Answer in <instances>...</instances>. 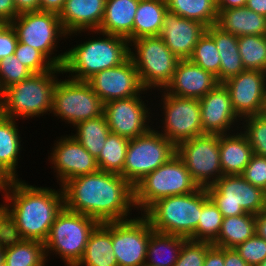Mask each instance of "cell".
<instances>
[{
  "label": "cell",
  "mask_w": 266,
  "mask_h": 266,
  "mask_svg": "<svg viewBox=\"0 0 266 266\" xmlns=\"http://www.w3.org/2000/svg\"><path fill=\"white\" fill-rule=\"evenodd\" d=\"M61 189L67 210L92 217L99 223L129 220L125 217L135 206L134 187L117 173L99 170L77 176Z\"/></svg>",
  "instance_id": "1"
},
{
  "label": "cell",
  "mask_w": 266,
  "mask_h": 266,
  "mask_svg": "<svg viewBox=\"0 0 266 266\" xmlns=\"http://www.w3.org/2000/svg\"><path fill=\"white\" fill-rule=\"evenodd\" d=\"M12 193V194H11ZM7 235L17 239L45 242L57 215L65 207L63 189L36 188L15 179L5 193Z\"/></svg>",
  "instance_id": "2"
},
{
  "label": "cell",
  "mask_w": 266,
  "mask_h": 266,
  "mask_svg": "<svg viewBox=\"0 0 266 266\" xmlns=\"http://www.w3.org/2000/svg\"><path fill=\"white\" fill-rule=\"evenodd\" d=\"M103 34L106 38L86 41L66 51L62 73H76L71 79L87 81L102 70L121 65L130 57L128 39Z\"/></svg>",
  "instance_id": "3"
},
{
  "label": "cell",
  "mask_w": 266,
  "mask_h": 266,
  "mask_svg": "<svg viewBox=\"0 0 266 266\" xmlns=\"http://www.w3.org/2000/svg\"><path fill=\"white\" fill-rule=\"evenodd\" d=\"M208 198L203 187L189 194L164 197L153 203L144 216L153 230L190 239L198 226L202 205Z\"/></svg>",
  "instance_id": "4"
},
{
  "label": "cell",
  "mask_w": 266,
  "mask_h": 266,
  "mask_svg": "<svg viewBox=\"0 0 266 266\" xmlns=\"http://www.w3.org/2000/svg\"><path fill=\"white\" fill-rule=\"evenodd\" d=\"M62 67H54L43 73H33L29 78L12 84L2 92L0 113L5 117H33L51 111L53 92L58 80L54 73Z\"/></svg>",
  "instance_id": "5"
},
{
  "label": "cell",
  "mask_w": 266,
  "mask_h": 266,
  "mask_svg": "<svg viewBox=\"0 0 266 266\" xmlns=\"http://www.w3.org/2000/svg\"><path fill=\"white\" fill-rule=\"evenodd\" d=\"M199 188L183 160L176 154L134 186L135 207H141L140 210L145 212L161 198L189 194Z\"/></svg>",
  "instance_id": "6"
},
{
  "label": "cell",
  "mask_w": 266,
  "mask_h": 266,
  "mask_svg": "<svg viewBox=\"0 0 266 266\" xmlns=\"http://www.w3.org/2000/svg\"><path fill=\"white\" fill-rule=\"evenodd\" d=\"M99 224L87 215L67 210L65 207L57 215L47 240L45 254L55 251L67 266H76L84 254L89 236Z\"/></svg>",
  "instance_id": "7"
},
{
  "label": "cell",
  "mask_w": 266,
  "mask_h": 266,
  "mask_svg": "<svg viewBox=\"0 0 266 266\" xmlns=\"http://www.w3.org/2000/svg\"><path fill=\"white\" fill-rule=\"evenodd\" d=\"M176 154L177 147L161 133L150 128L139 137L130 139L120 175L134 187Z\"/></svg>",
  "instance_id": "8"
},
{
  "label": "cell",
  "mask_w": 266,
  "mask_h": 266,
  "mask_svg": "<svg viewBox=\"0 0 266 266\" xmlns=\"http://www.w3.org/2000/svg\"><path fill=\"white\" fill-rule=\"evenodd\" d=\"M205 189L224 218L246 213L257 215L266 208V192L241 175H223Z\"/></svg>",
  "instance_id": "9"
},
{
  "label": "cell",
  "mask_w": 266,
  "mask_h": 266,
  "mask_svg": "<svg viewBox=\"0 0 266 266\" xmlns=\"http://www.w3.org/2000/svg\"><path fill=\"white\" fill-rule=\"evenodd\" d=\"M131 42L137 49V56L130 48V58L144 89L150 87L165 89L173 77L179 59L160 36L140 37Z\"/></svg>",
  "instance_id": "10"
},
{
  "label": "cell",
  "mask_w": 266,
  "mask_h": 266,
  "mask_svg": "<svg viewBox=\"0 0 266 266\" xmlns=\"http://www.w3.org/2000/svg\"><path fill=\"white\" fill-rule=\"evenodd\" d=\"M10 24L15 29L19 42L36 48L56 67H62L66 53L49 58L56 46V39L66 36L58 14L46 11L25 12Z\"/></svg>",
  "instance_id": "11"
},
{
  "label": "cell",
  "mask_w": 266,
  "mask_h": 266,
  "mask_svg": "<svg viewBox=\"0 0 266 266\" xmlns=\"http://www.w3.org/2000/svg\"><path fill=\"white\" fill-rule=\"evenodd\" d=\"M104 104L86 81H57L51 112L73 126L103 115Z\"/></svg>",
  "instance_id": "12"
},
{
  "label": "cell",
  "mask_w": 266,
  "mask_h": 266,
  "mask_svg": "<svg viewBox=\"0 0 266 266\" xmlns=\"http://www.w3.org/2000/svg\"><path fill=\"white\" fill-rule=\"evenodd\" d=\"M219 145L220 135L203 134L177 146V155L199 187L211 186L223 176Z\"/></svg>",
  "instance_id": "13"
},
{
  "label": "cell",
  "mask_w": 266,
  "mask_h": 266,
  "mask_svg": "<svg viewBox=\"0 0 266 266\" xmlns=\"http://www.w3.org/2000/svg\"><path fill=\"white\" fill-rule=\"evenodd\" d=\"M151 223L143 215L124 221L112 222V247L118 266H140L146 262Z\"/></svg>",
  "instance_id": "14"
},
{
  "label": "cell",
  "mask_w": 266,
  "mask_h": 266,
  "mask_svg": "<svg viewBox=\"0 0 266 266\" xmlns=\"http://www.w3.org/2000/svg\"><path fill=\"white\" fill-rule=\"evenodd\" d=\"M164 94L165 133L161 134L176 147L181 142L203 135L199 99Z\"/></svg>",
  "instance_id": "15"
},
{
  "label": "cell",
  "mask_w": 266,
  "mask_h": 266,
  "mask_svg": "<svg viewBox=\"0 0 266 266\" xmlns=\"http://www.w3.org/2000/svg\"><path fill=\"white\" fill-rule=\"evenodd\" d=\"M103 104L140 95L146 91L141 84L137 69L129 57L121 65L105 69L86 81Z\"/></svg>",
  "instance_id": "16"
},
{
  "label": "cell",
  "mask_w": 266,
  "mask_h": 266,
  "mask_svg": "<svg viewBox=\"0 0 266 266\" xmlns=\"http://www.w3.org/2000/svg\"><path fill=\"white\" fill-rule=\"evenodd\" d=\"M265 80L266 72L244 70L223 82L228 88L231 104L238 118L260 114L266 102Z\"/></svg>",
  "instance_id": "17"
},
{
  "label": "cell",
  "mask_w": 266,
  "mask_h": 266,
  "mask_svg": "<svg viewBox=\"0 0 266 266\" xmlns=\"http://www.w3.org/2000/svg\"><path fill=\"white\" fill-rule=\"evenodd\" d=\"M139 97L141 96L112 100L104 104L103 114L112 133L134 139L150 129L145 124L150 113Z\"/></svg>",
  "instance_id": "18"
},
{
  "label": "cell",
  "mask_w": 266,
  "mask_h": 266,
  "mask_svg": "<svg viewBox=\"0 0 266 266\" xmlns=\"http://www.w3.org/2000/svg\"><path fill=\"white\" fill-rule=\"evenodd\" d=\"M55 146L50 159L55 165L61 186L77 176L99 171L97 159L73 135L60 139Z\"/></svg>",
  "instance_id": "19"
},
{
  "label": "cell",
  "mask_w": 266,
  "mask_h": 266,
  "mask_svg": "<svg viewBox=\"0 0 266 266\" xmlns=\"http://www.w3.org/2000/svg\"><path fill=\"white\" fill-rule=\"evenodd\" d=\"M206 28L198 21L182 18L167 10L159 36L179 60H186L191 57L195 45L206 32Z\"/></svg>",
  "instance_id": "20"
},
{
  "label": "cell",
  "mask_w": 266,
  "mask_h": 266,
  "mask_svg": "<svg viewBox=\"0 0 266 266\" xmlns=\"http://www.w3.org/2000/svg\"><path fill=\"white\" fill-rule=\"evenodd\" d=\"M199 101L204 134H226L234 120L237 121L238 116L233 110L230 93L224 83H218Z\"/></svg>",
  "instance_id": "21"
},
{
  "label": "cell",
  "mask_w": 266,
  "mask_h": 266,
  "mask_svg": "<svg viewBox=\"0 0 266 266\" xmlns=\"http://www.w3.org/2000/svg\"><path fill=\"white\" fill-rule=\"evenodd\" d=\"M218 83L216 76L186 59L179 60L173 77L165 89L170 95L200 99Z\"/></svg>",
  "instance_id": "22"
},
{
  "label": "cell",
  "mask_w": 266,
  "mask_h": 266,
  "mask_svg": "<svg viewBox=\"0 0 266 266\" xmlns=\"http://www.w3.org/2000/svg\"><path fill=\"white\" fill-rule=\"evenodd\" d=\"M106 0H65L58 17L68 35L84 29L98 31Z\"/></svg>",
  "instance_id": "23"
},
{
  "label": "cell",
  "mask_w": 266,
  "mask_h": 266,
  "mask_svg": "<svg viewBox=\"0 0 266 266\" xmlns=\"http://www.w3.org/2000/svg\"><path fill=\"white\" fill-rule=\"evenodd\" d=\"M140 0H106L104 16L98 32L133 41L134 17Z\"/></svg>",
  "instance_id": "24"
},
{
  "label": "cell",
  "mask_w": 266,
  "mask_h": 266,
  "mask_svg": "<svg viewBox=\"0 0 266 266\" xmlns=\"http://www.w3.org/2000/svg\"><path fill=\"white\" fill-rule=\"evenodd\" d=\"M216 25L237 37L266 35V17L246 6L218 10Z\"/></svg>",
  "instance_id": "25"
},
{
  "label": "cell",
  "mask_w": 266,
  "mask_h": 266,
  "mask_svg": "<svg viewBox=\"0 0 266 266\" xmlns=\"http://www.w3.org/2000/svg\"><path fill=\"white\" fill-rule=\"evenodd\" d=\"M118 266L112 247V222L99 223L91 232L76 266Z\"/></svg>",
  "instance_id": "26"
},
{
  "label": "cell",
  "mask_w": 266,
  "mask_h": 266,
  "mask_svg": "<svg viewBox=\"0 0 266 266\" xmlns=\"http://www.w3.org/2000/svg\"><path fill=\"white\" fill-rule=\"evenodd\" d=\"M220 164L223 175H241L254 155L243 132L236 135H220Z\"/></svg>",
  "instance_id": "27"
},
{
  "label": "cell",
  "mask_w": 266,
  "mask_h": 266,
  "mask_svg": "<svg viewBox=\"0 0 266 266\" xmlns=\"http://www.w3.org/2000/svg\"><path fill=\"white\" fill-rule=\"evenodd\" d=\"M206 32L214 39L220 56V83L244 71L238 51V37L223 31L216 24L207 27Z\"/></svg>",
  "instance_id": "28"
},
{
  "label": "cell",
  "mask_w": 266,
  "mask_h": 266,
  "mask_svg": "<svg viewBox=\"0 0 266 266\" xmlns=\"http://www.w3.org/2000/svg\"><path fill=\"white\" fill-rule=\"evenodd\" d=\"M44 243L17 239L7 235L4 240V261L7 266H45Z\"/></svg>",
  "instance_id": "29"
},
{
  "label": "cell",
  "mask_w": 266,
  "mask_h": 266,
  "mask_svg": "<svg viewBox=\"0 0 266 266\" xmlns=\"http://www.w3.org/2000/svg\"><path fill=\"white\" fill-rule=\"evenodd\" d=\"M167 10L166 0H140L134 17L133 40L159 36Z\"/></svg>",
  "instance_id": "30"
},
{
  "label": "cell",
  "mask_w": 266,
  "mask_h": 266,
  "mask_svg": "<svg viewBox=\"0 0 266 266\" xmlns=\"http://www.w3.org/2000/svg\"><path fill=\"white\" fill-rule=\"evenodd\" d=\"M186 240L187 239L182 236H175L153 230L149 238L145 259L147 261L145 264L148 266H174L178 260L182 245ZM166 251L169 252V255H167L169 257L166 256Z\"/></svg>",
  "instance_id": "31"
},
{
  "label": "cell",
  "mask_w": 266,
  "mask_h": 266,
  "mask_svg": "<svg viewBox=\"0 0 266 266\" xmlns=\"http://www.w3.org/2000/svg\"><path fill=\"white\" fill-rule=\"evenodd\" d=\"M256 215L246 213L223 218L217 239L212 243L216 247L235 248L256 233Z\"/></svg>",
  "instance_id": "32"
},
{
  "label": "cell",
  "mask_w": 266,
  "mask_h": 266,
  "mask_svg": "<svg viewBox=\"0 0 266 266\" xmlns=\"http://www.w3.org/2000/svg\"><path fill=\"white\" fill-rule=\"evenodd\" d=\"M15 119L5 117L0 113V165L14 178L18 162L20 136Z\"/></svg>",
  "instance_id": "33"
},
{
  "label": "cell",
  "mask_w": 266,
  "mask_h": 266,
  "mask_svg": "<svg viewBox=\"0 0 266 266\" xmlns=\"http://www.w3.org/2000/svg\"><path fill=\"white\" fill-rule=\"evenodd\" d=\"M167 9L182 18L210 27L217 23V0H166Z\"/></svg>",
  "instance_id": "34"
},
{
  "label": "cell",
  "mask_w": 266,
  "mask_h": 266,
  "mask_svg": "<svg viewBox=\"0 0 266 266\" xmlns=\"http://www.w3.org/2000/svg\"><path fill=\"white\" fill-rule=\"evenodd\" d=\"M74 127L77 133L73 136L95 158L100 155L109 133L111 132L105 115L79 122Z\"/></svg>",
  "instance_id": "35"
},
{
  "label": "cell",
  "mask_w": 266,
  "mask_h": 266,
  "mask_svg": "<svg viewBox=\"0 0 266 266\" xmlns=\"http://www.w3.org/2000/svg\"><path fill=\"white\" fill-rule=\"evenodd\" d=\"M130 139L110 132L100 155L96 158L100 171L120 174L126 157Z\"/></svg>",
  "instance_id": "36"
},
{
  "label": "cell",
  "mask_w": 266,
  "mask_h": 266,
  "mask_svg": "<svg viewBox=\"0 0 266 266\" xmlns=\"http://www.w3.org/2000/svg\"><path fill=\"white\" fill-rule=\"evenodd\" d=\"M238 51L245 70L266 72V35L238 37Z\"/></svg>",
  "instance_id": "37"
},
{
  "label": "cell",
  "mask_w": 266,
  "mask_h": 266,
  "mask_svg": "<svg viewBox=\"0 0 266 266\" xmlns=\"http://www.w3.org/2000/svg\"><path fill=\"white\" fill-rule=\"evenodd\" d=\"M223 218L218 207L208 198L202 205L198 226L190 240L212 244L218 237Z\"/></svg>",
  "instance_id": "38"
},
{
  "label": "cell",
  "mask_w": 266,
  "mask_h": 266,
  "mask_svg": "<svg viewBox=\"0 0 266 266\" xmlns=\"http://www.w3.org/2000/svg\"><path fill=\"white\" fill-rule=\"evenodd\" d=\"M189 60L212 73L220 83V56L214 39L207 32L198 40Z\"/></svg>",
  "instance_id": "39"
},
{
  "label": "cell",
  "mask_w": 266,
  "mask_h": 266,
  "mask_svg": "<svg viewBox=\"0 0 266 266\" xmlns=\"http://www.w3.org/2000/svg\"><path fill=\"white\" fill-rule=\"evenodd\" d=\"M33 72L21 63L15 55L0 60V90L3 92L12 84L29 78Z\"/></svg>",
  "instance_id": "40"
},
{
  "label": "cell",
  "mask_w": 266,
  "mask_h": 266,
  "mask_svg": "<svg viewBox=\"0 0 266 266\" xmlns=\"http://www.w3.org/2000/svg\"><path fill=\"white\" fill-rule=\"evenodd\" d=\"M14 55L33 73L52 70L55 65L39 50L18 41Z\"/></svg>",
  "instance_id": "41"
},
{
  "label": "cell",
  "mask_w": 266,
  "mask_h": 266,
  "mask_svg": "<svg viewBox=\"0 0 266 266\" xmlns=\"http://www.w3.org/2000/svg\"><path fill=\"white\" fill-rule=\"evenodd\" d=\"M244 119L247 125L243 134L247 137L254 154L266 157V121L259 115Z\"/></svg>",
  "instance_id": "42"
},
{
  "label": "cell",
  "mask_w": 266,
  "mask_h": 266,
  "mask_svg": "<svg viewBox=\"0 0 266 266\" xmlns=\"http://www.w3.org/2000/svg\"><path fill=\"white\" fill-rule=\"evenodd\" d=\"M213 244L187 239L174 266H203L207 250Z\"/></svg>",
  "instance_id": "43"
},
{
  "label": "cell",
  "mask_w": 266,
  "mask_h": 266,
  "mask_svg": "<svg viewBox=\"0 0 266 266\" xmlns=\"http://www.w3.org/2000/svg\"><path fill=\"white\" fill-rule=\"evenodd\" d=\"M234 249L249 266H258L266 258V240L256 233Z\"/></svg>",
  "instance_id": "44"
},
{
  "label": "cell",
  "mask_w": 266,
  "mask_h": 266,
  "mask_svg": "<svg viewBox=\"0 0 266 266\" xmlns=\"http://www.w3.org/2000/svg\"><path fill=\"white\" fill-rule=\"evenodd\" d=\"M241 176L266 192V157L254 154Z\"/></svg>",
  "instance_id": "45"
},
{
  "label": "cell",
  "mask_w": 266,
  "mask_h": 266,
  "mask_svg": "<svg viewBox=\"0 0 266 266\" xmlns=\"http://www.w3.org/2000/svg\"><path fill=\"white\" fill-rule=\"evenodd\" d=\"M18 44V37L15 29L7 23L0 30V60L7 56L14 55Z\"/></svg>",
  "instance_id": "46"
},
{
  "label": "cell",
  "mask_w": 266,
  "mask_h": 266,
  "mask_svg": "<svg viewBox=\"0 0 266 266\" xmlns=\"http://www.w3.org/2000/svg\"><path fill=\"white\" fill-rule=\"evenodd\" d=\"M203 266H224V248L212 245L206 252Z\"/></svg>",
  "instance_id": "47"
},
{
  "label": "cell",
  "mask_w": 266,
  "mask_h": 266,
  "mask_svg": "<svg viewBox=\"0 0 266 266\" xmlns=\"http://www.w3.org/2000/svg\"><path fill=\"white\" fill-rule=\"evenodd\" d=\"M18 15L14 0H0V19L11 23Z\"/></svg>",
  "instance_id": "48"
},
{
  "label": "cell",
  "mask_w": 266,
  "mask_h": 266,
  "mask_svg": "<svg viewBox=\"0 0 266 266\" xmlns=\"http://www.w3.org/2000/svg\"><path fill=\"white\" fill-rule=\"evenodd\" d=\"M224 266H249L234 248H224Z\"/></svg>",
  "instance_id": "49"
},
{
  "label": "cell",
  "mask_w": 266,
  "mask_h": 266,
  "mask_svg": "<svg viewBox=\"0 0 266 266\" xmlns=\"http://www.w3.org/2000/svg\"><path fill=\"white\" fill-rule=\"evenodd\" d=\"M18 14L39 11V0H14Z\"/></svg>",
  "instance_id": "50"
},
{
  "label": "cell",
  "mask_w": 266,
  "mask_h": 266,
  "mask_svg": "<svg viewBox=\"0 0 266 266\" xmlns=\"http://www.w3.org/2000/svg\"><path fill=\"white\" fill-rule=\"evenodd\" d=\"M39 11L53 12L59 14L65 0H39Z\"/></svg>",
  "instance_id": "51"
},
{
  "label": "cell",
  "mask_w": 266,
  "mask_h": 266,
  "mask_svg": "<svg viewBox=\"0 0 266 266\" xmlns=\"http://www.w3.org/2000/svg\"><path fill=\"white\" fill-rule=\"evenodd\" d=\"M256 234L266 240V208L256 215Z\"/></svg>",
  "instance_id": "52"
},
{
  "label": "cell",
  "mask_w": 266,
  "mask_h": 266,
  "mask_svg": "<svg viewBox=\"0 0 266 266\" xmlns=\"http://www.w3.org/2000/svg\"><path fill=\"white\" fill-rule=\"evenodd\" d=\"M246 7L266 17V0H247Z\"/></svg>",
  "instance_id": "53"
},
{
  "label": "cell",
  "mask_w": 266,
  "mask_h": 266,
  "mask_svg": "<svg viewBox=\"0 0 266 266\" xmlns=\"http://www.w3.org/2000/svg\"><path fill=\"white\" fill-rule=\"evenodd\" d=\"M247 0H217L218 10L246 6Z\"/></svg>",
  "instance_id": "54"
},
{
  "label": "cell",
  "mask_w": 266,
  "mask_h": 266,
  "mask_svg": "<svg viewBox=\"0 0 266 266\" xmlns=\"http://www.w3.org/2000/svg\"><path fill=\"white\" fill-rule=\"evenodd\" d=\"M15 179L0 165V189L6 192Z\"/></svg>",
  "instance_id": "55"
},
{
  "label": "cell",
  "mask_w": 266,
  "mask_h": 266,
  "mask_svg": "<svg viewBox=\"0 0 266 266\" xmlns=\"http://www.w3.org/2000/svg\"><path fill=\"white\" fill-rule=\"evenodd\" d=\"M7 236V214L4 205H0V244Z\"/></svg>",
  "instance_id": "56"
},
{
  "label": "cell",
  "mask_w": 266,
  "mask_h": 266,
  "mask_svg": "<svg viewBox=\"0 0 266 266\" xmlns=\"http://www.w3.org/2000/svg\"><path fill=\"white\" fill-rule=\"evenodd\" d=\"M4 262V241L0 244V265Z\"/></svg>",
  "instance_id": "57"
},
{
  "label": "cell",
  "mask_w": 266,
  "mask_h": 266,
  "mask_svg": "<svg viewBox=\"0 0 266 266\" xmlns=\"http://www.w3.org/2000/svg\"><path fill=\"white\" fill-rule=\"evenodd\" d=\"M259 116L266 121V102L262 106Z\"/></svg>",
  "instance_id": "58"
},
{
  "label": "cell",
  "mask_w": 266,
  "mask_h": 266,
  "mask_svg": "<svg viewBox=\"0 0 266 266\" xmlns=\"http://www.w3.org/2000/svg\"><path fill=\"white\" fill-rule=\"evenodd\" d=\"M6 24H7V23H6L4 20L0 19V30H1Z\"/></svg>",
  "instance_id": "59"
},
{
  "label": "cell",
  "mask_w": 266,
  "mask_h": 266,
  "mask_svg": "<svg viewBox=\"0 0 266 266\" xmlns=\"http://www.w3.org/2000/svg\"><path fill=\"white\" fill-rule=\"evenodd\" d=\"M258 266H266V258Z\"/></svg>",
  "instance_id": "60"
},
{
  "label": "cell",
  "mask_w": 266,
  "mask_h": 266,
  "mask_svg": "<svg viewBox=\"0 0 266 266\" xmlns=\"http://www.w3.org/2000/svg\"><path fill=\"white\" fill-rule=\"evenodd\" d=\"M1 103H2V91L0 90V107H1Z\"/></svg>",
  "instance_id": "61"
},
{
  "label": "cell",
  "mask_w": 266,
  "mask_h": 266,
  "mask_svg": "<svg viewBox=\"0 0 266 266\" xmlns=\"http://www.w3.org/2000/svg\"><path fill=\"white\" fill-rule=\"evenodd\" d=\"M0 266H7V264L4 261Z\"/></svg>",
  "instance_id": "62"
}]
</instances>
